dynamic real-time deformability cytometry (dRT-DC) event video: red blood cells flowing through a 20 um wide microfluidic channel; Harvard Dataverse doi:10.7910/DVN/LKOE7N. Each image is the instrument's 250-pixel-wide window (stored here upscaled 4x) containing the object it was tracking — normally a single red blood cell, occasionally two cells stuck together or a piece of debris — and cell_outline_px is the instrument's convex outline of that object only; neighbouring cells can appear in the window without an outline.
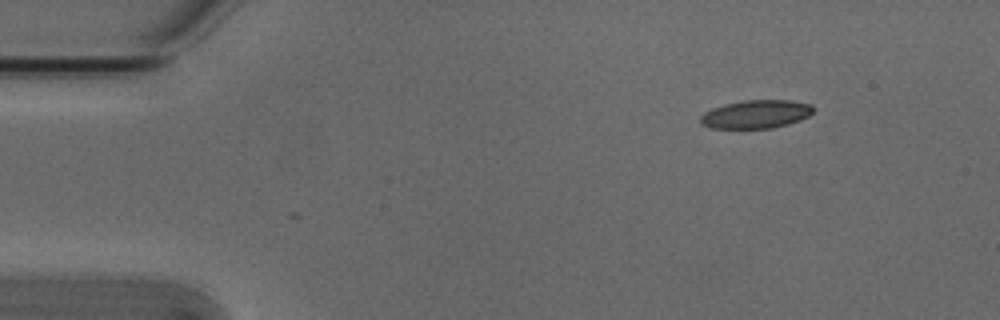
{"species": "Egyptian fruit bat (a non-hibernating species)", "species_latin": "Rousettus aegyptiacus", "temperature_condition": "cold", "stored_images_in_passage": 2, "camera_frame_rate_fps": 3000, "um_per_image_px": 0.085, "animal": {"sex": "male"}, "frame": {"image": 1, "passage_image": 2, "time_ms": 0.333, "image_size_px": [1000, 320], "cell_outline_px": [[812, 112], [808, 116], [800, 120], [788, 124], [772, 128], [712, 128], [700, 124], [700, 116], [704, 112], [712, 108], [724, 104], [744, 100], [788, 100], [812, 104]], "centroid_in_image_um": [64.23, 9.7], "position_along_channel_um": 20.8, "area_um2": 18.61}}